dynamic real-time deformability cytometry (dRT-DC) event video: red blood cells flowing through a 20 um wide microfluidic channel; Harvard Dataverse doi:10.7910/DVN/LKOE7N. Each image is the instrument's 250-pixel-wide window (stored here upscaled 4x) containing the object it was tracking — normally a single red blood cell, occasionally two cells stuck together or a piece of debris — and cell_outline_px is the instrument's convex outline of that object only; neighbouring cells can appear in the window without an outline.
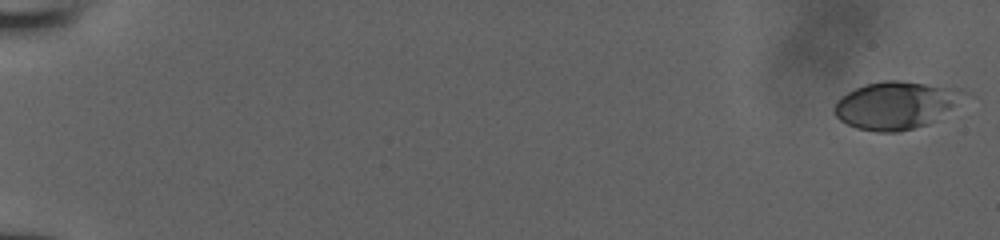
{"species": "human", "species_latin": "Homo sapiens", "temperature_condition": "room temperature", "stored_images_in_passage": 6, "camera_frame_rate_fps": 3000, "um_per_image_px": 0.085, "donor": {"sex": "male"}, "frame": {"image": 1, "passage_image": 1, "time_ms": 0.0, "image_size_px": [1000, 240], "cell_outline_px": [[976, 96], [928, 124], [900, 132], [876, 132], [856, 128], [840, 120], [836, 116], [832, 108], [848, 92], [864, 84], [884, 80], [900, 80], [964, 88], [972, 92]], "centroid_in_image_um": [76.35, 8.92], "position_along_channel_um": 8.7, "area_um2": 37.11}}
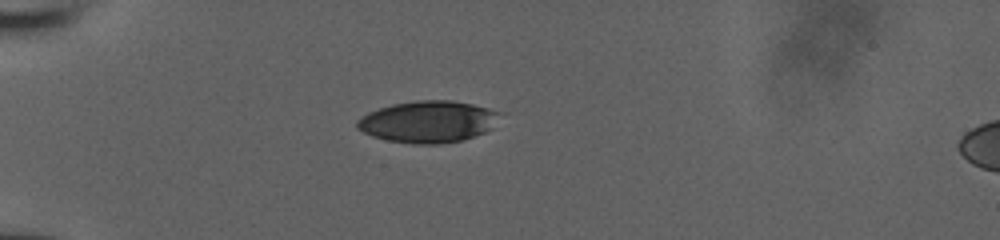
{"frame": {"image": 2, "passage_image": 4, "time_ms": 1.0, "image_size_px": [1000, 240], "cell_outline_px": [[504, 112], [492, 128], [484, 132], [460, 140], [440, 144], [412, 144], [388, 140], [372, 136], [356, 128], [356, 120], [368, 112], [392, 104], [416, 100], [452, 100], [472, 104]], "centroid_in_image_um": [36.4, 10.33], "position_along_channel_um": 48.6, "area_um2": 34.8}}
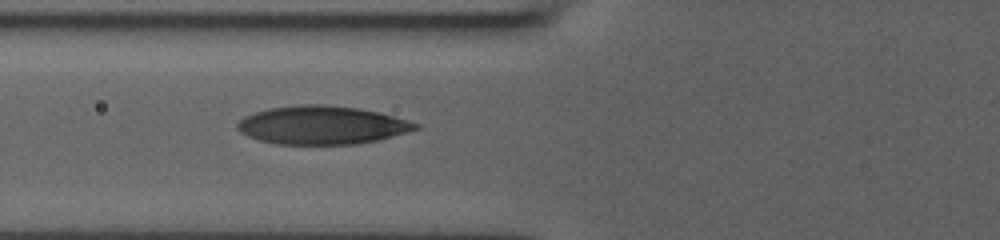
{"frame": {"image": 3, "passage_image": 6, "time_ms": 1.667, "image_size_px": [1000, 240], "cell_outline_px": [[420, 128], [408, 132], [376, 140], [356, 144], [276, 144], [260, 140], [248, 136], [240, 132], [236, 128], [236, 124], [244, 116], [268, 108], [300, 104], [324, 104], [360, 108], [380, 112], [420, 124]], "centroid_in_image_um": [27.36, 10.62], "position_along_channel_um": 98.4, "area_um2": 39.88}}